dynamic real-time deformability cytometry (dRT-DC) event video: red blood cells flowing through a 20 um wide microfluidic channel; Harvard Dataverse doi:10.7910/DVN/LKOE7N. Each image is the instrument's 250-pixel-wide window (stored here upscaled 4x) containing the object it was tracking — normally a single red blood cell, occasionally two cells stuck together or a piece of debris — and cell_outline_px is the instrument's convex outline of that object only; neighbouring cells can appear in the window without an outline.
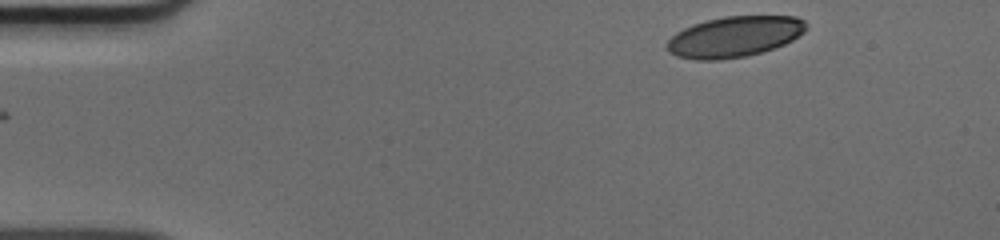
{"species": "human", "species_latin": "Homo sapiens", "temperature_condition": "cold", "stored_images_in_passage": 45, "camera_frame_rate_fps": 3000, "um_per_image_px": 0.085, "donor": {"sex": "male"}, "frame": {"image": 1, "passage_image": 1, "time_ms": 0.0, "image_size_px": [1000, 240], "cell_outline_px": [[808, 28], [804, 32], [792, 40], [784, 44], [760, 52], [744, 56], [720, 60], [696, 60], [676, 56], [668, 52], [664, 48], [668, 40], [676, 32], [692, 24], [724, 16], [796, 16], [804, 20], [808, 24]], "centroid_in_image_um": [62.4, 3.11], "position_along_channel_um": 22.6, "area_um2": 33.18}}
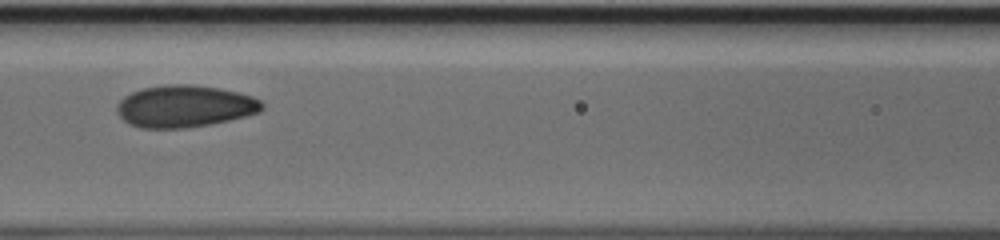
{"frame": {"image": 2, "passage_image": 17, "time_ms": 5.333, "image_size_px": [1000, 240], "cell_outline_px": [[264, 108], [260, 112], [228, 120], [208, 124], [184, 128], [140, 128], [128, 124], [116, 112], [116, 104], [124, 96], [132, 92], [144, 88], [168, 84], [192, 84], [216, 88], [236, 92], [252, 96], [260, 100], [264, 104]], "centroid_in_image_um": [15.67, 9.03], "position_along_channel_um": 150.9, "area_um2": 35.43}}
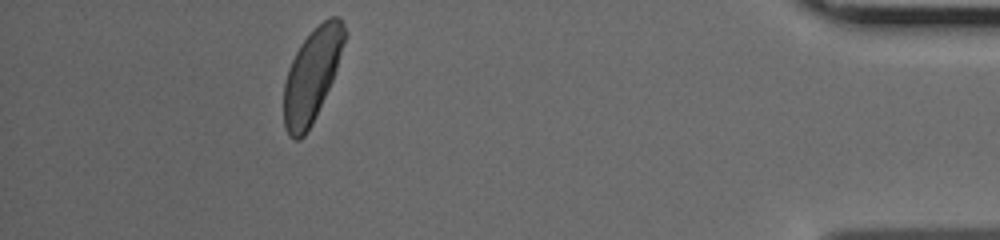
{"frame": {"image": 3, "passage_image": 40, "time_ms": 13.0, "image_size_px": [1000, 240], "cell_outline_px": [[348, 32], [332, 80], [312, 124], [304, 136], [300, 140], [292, 140], [288, 136], [284, 128], [284, 84], [288, 68], [300, 44], [328, 16], [340, 16]], "centroid_in_image_um": [26.51, 6.41], "position_along_channel_um": 408.7, "area_um2": 32.71}}